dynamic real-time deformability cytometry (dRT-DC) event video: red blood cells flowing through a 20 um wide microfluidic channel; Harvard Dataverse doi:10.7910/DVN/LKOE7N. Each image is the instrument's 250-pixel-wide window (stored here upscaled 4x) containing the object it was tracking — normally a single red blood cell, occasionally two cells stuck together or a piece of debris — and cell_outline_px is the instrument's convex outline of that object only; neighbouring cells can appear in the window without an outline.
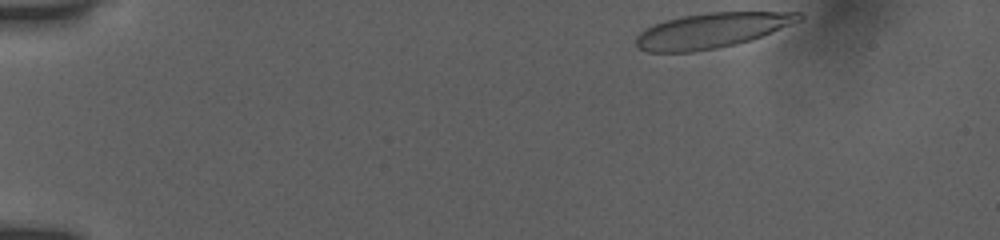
{"species": "human", "species_latin": "Homo sapiens", "temperature_condition": "room temperature", "stored_images_in_passage": 41, "camera_frame_rate_fps": 3000, "um_per_image_px": 0.085, "donor": {"sex": "female"}, "frame": {"image": 1, "passage_image": 1, "time_ms": 0.0, "image_size_px": [1000, 240], "cell_outline_px": [[804, 16], [800, 20], [752, 40], [736, 44], [716, 48], [692, 52], [648, 52], [640, 48], [636, 44], [636, 36], [644, 28], [664, 20], [684, 16], [708, 12], [800, 12]], "centroid_in_image_um": [60.46, 2.59], "position_along_channel_um": 24.5, "area_um2": 33.12}}
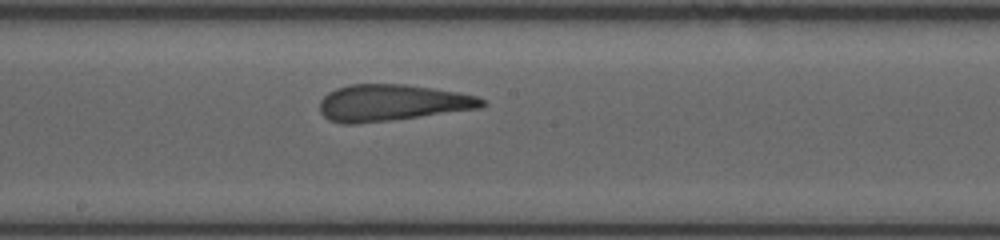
{"frame": {"image": 2, "passage_image": 24, "time_ms": 7.667, "image_size_px": [1000, 240], "cell_outline_px": [[488, 104], [480, 108], [392, 120], [356, 124], [344, 124], [328, 120], [320, 112], [320, 100], [328, 92], [336, 88], [348, 84], [404, 84], [432, 88], [456, 92], [476, 96], [484, 100]], "centroid_in_image_um": [33.28, 8.73], "position_along_channel_um": 214.9, "area_um2": 34.51}}
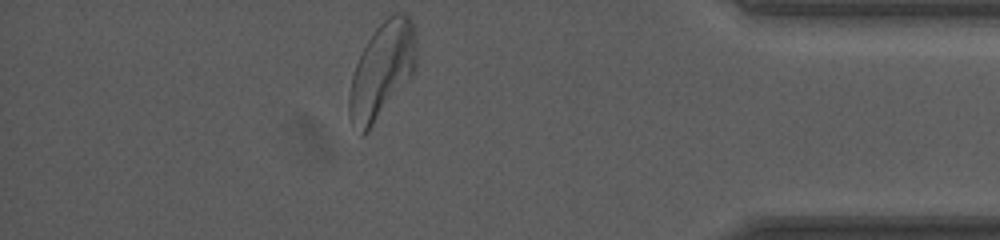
{"frame": {"image": 3, "passage_image": 41, "time_ms": 13.333, "image_size_px": [1000, 240], "cell_outline_px": [[416, 72], [368, 132], [364, 136], [360, 136], [348, 112], [348, 96], [352, 76], [356, 64], [368, 40], [376, 28], [388, 16], [396, 12], [404, 12], [412, 20], [416, 36]], "centroid_in_image_um": [32.49, 6.0], "position_along_channel_um": 402.7, "area_um2": 37.8}, "authors_computed_cell_mechanics": {"area_um2": 34.68, "velocity_mm_per_s": 3.8684, "shape_relaxation_time_tau1_ms": 5.0008, "shape_relaxation_time_tau2_ms": 1.5895, "deformation_change_tau1": 0.243, "deformation_change_tau2": 0.1278}}